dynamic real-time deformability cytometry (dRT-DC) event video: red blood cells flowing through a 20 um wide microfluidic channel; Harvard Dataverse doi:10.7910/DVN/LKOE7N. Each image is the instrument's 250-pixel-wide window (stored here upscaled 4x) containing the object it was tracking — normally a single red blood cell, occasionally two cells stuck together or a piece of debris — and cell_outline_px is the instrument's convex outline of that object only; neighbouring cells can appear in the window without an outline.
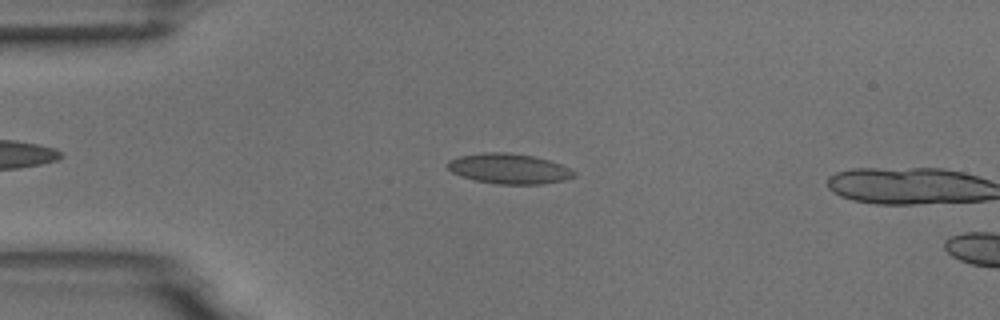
{"species": "common noctule bat (a hibernating species)", "species_latin": "Nyctalus noctula", "temperature_condition": "room temperature", "stored_images_in_passage": 4, "camera_frame_rate_fps": 3000, "um_per_image_px": 0.085, "animal": {"sex": "male", "body_mass_g": 18.8}, "frame": {"image": 1, "passage_image": 3, "time_ms": 0.667, "image_size_px": [1000, 320], "cell_outline_px": [[576, 176], [564, 180], [544, 184], [496, 184], [476, 180], [460, 176], [452, 172], [448, 168], [448, 160], [460, 156], [484, 152], [504, 152], [532, 156], [548, 160], [572, 168], [576, 172]], "centroid_in_image_um": [43.29, 14.34], "position_along_channel_um": 41.7, "area_um2": 22.25}}